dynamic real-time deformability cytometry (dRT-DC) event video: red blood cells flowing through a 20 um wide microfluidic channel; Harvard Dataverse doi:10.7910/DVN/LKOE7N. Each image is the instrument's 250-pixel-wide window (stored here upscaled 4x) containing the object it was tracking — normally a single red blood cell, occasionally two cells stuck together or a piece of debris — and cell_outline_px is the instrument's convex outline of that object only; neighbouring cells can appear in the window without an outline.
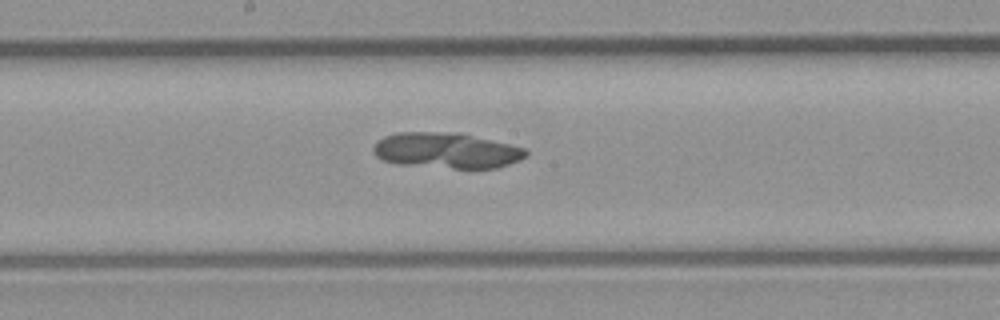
{"species": "common noctule bat (a hibernating species)", "species_latin": "Nyctalus noctula", "temperature_condition": "room temperature", "stored_images_in_passage": 41, "camera_frame_rate_fps": 3000, "um_per_image_px": 0.085, "animal": {"sex": "male", "body_mass_g": 23.1, "forearm_length_mm": 52.7}, "frame": {"image": 1, "passage_image": 19, "time_ms": 6.0, "image_size_px": [1000, 320], "cell_outline_px": [[528, 156], [520, 160], [496, 168], [452, 168], [396, 164], [384, 160], [376, 156], [372, 152], [372, 148], [376, 140], [384, 136], [396, 132], [456, 132], [492, 140], [524, 148], [528, 152]], "centroid_in_image_um": [37.9, 12.79], "position_along_channel_um": 210.3, "area_um2": 31.79}}
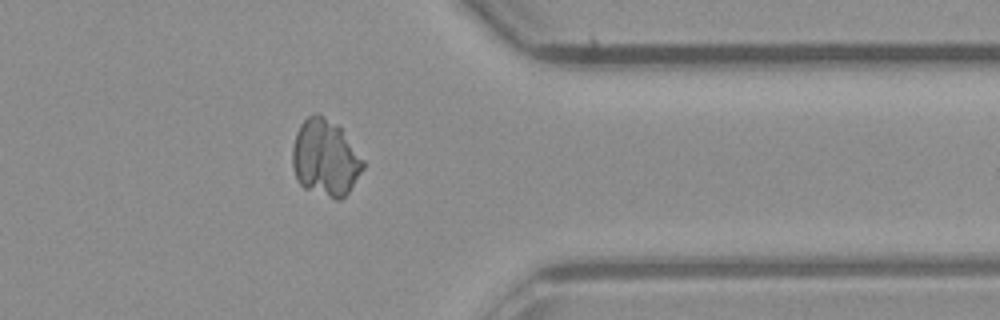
{"frame": {"image": 2, "passage_image": 32, "time_ms": 10.333, "image_size_px": [1000, 320], "cell_outline_px": [[364, 168], [348, 192], [340, 200], [336, 200], [304, 188], [296, 180], [292, 168], [292, 148], [296, 132], [300, 124], [308, 116], [316, 112], [320, 112], [336, 124], [340, 128], [364, 160]], "centroid_in_image_um": [27.62, 13.41], "position_along_channel_um": 383.8, "area_um2": 31.67}}
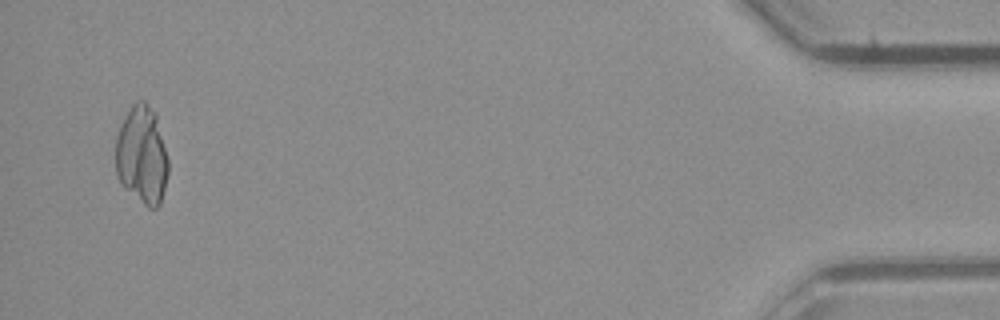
{"frame": {"image": 3, "passage_image": 40, "time_ms": 13.0, "image_size_px": [1000, 320], "cell_outline_px": [[168, 172], [160, 204], [156, 208], [148, 208], [124, 188], [120, 184], [116, 172], [116, 136], [132, 104], [136, 100], [144, 100], [156, 112], [168, 160]], "centroid_in_image_um": [12.07, 13.19], "position_along_channel_um": 423.1, "area_um2": 30.11}}